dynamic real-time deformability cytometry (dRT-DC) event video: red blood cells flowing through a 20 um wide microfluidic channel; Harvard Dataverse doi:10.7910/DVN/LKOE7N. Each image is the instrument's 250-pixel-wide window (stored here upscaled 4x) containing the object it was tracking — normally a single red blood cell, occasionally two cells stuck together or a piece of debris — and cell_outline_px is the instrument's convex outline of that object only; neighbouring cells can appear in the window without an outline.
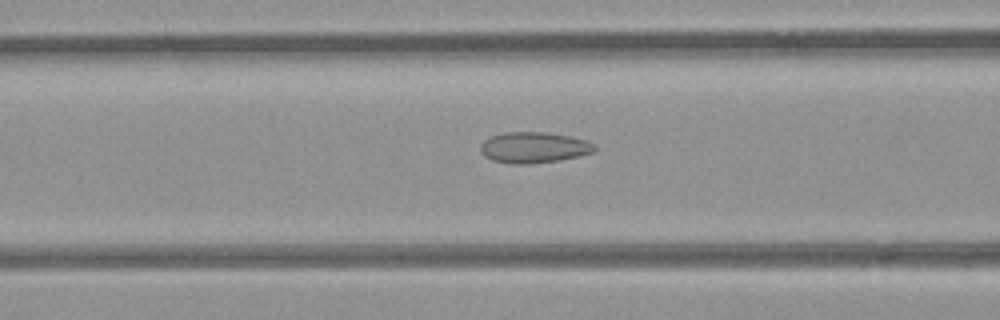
{"species": "common noctule bat (a hibernating species)", "species_latin": "Nyctalus noctula", "temperature_condition": "room temperature", "stored_images_in_passage": 37, "camera_frame_rate_fps": 3000, "um_per_image_px": 0.085, "animal": {"sex": "female", "body_mass_g": 21.9}, "frame": {"image": 1, "passage_image": 6, "time_ms": 1.667, "image_size_px": [1000, 320], "cell_outline_px": [[596, 148], [592, 152], [560, 160], [524, 164], [512, 164], [492, 160], [484, 156], [480, 148], [480, 144], [484, 140], [492, 136], [504, 132], [548, 132], [572, 136], [596, 144]], "centroid_in_image_um": [45.36, 12.52], "position_along_channel_um": 121.2, "area_um2": 20.52}}
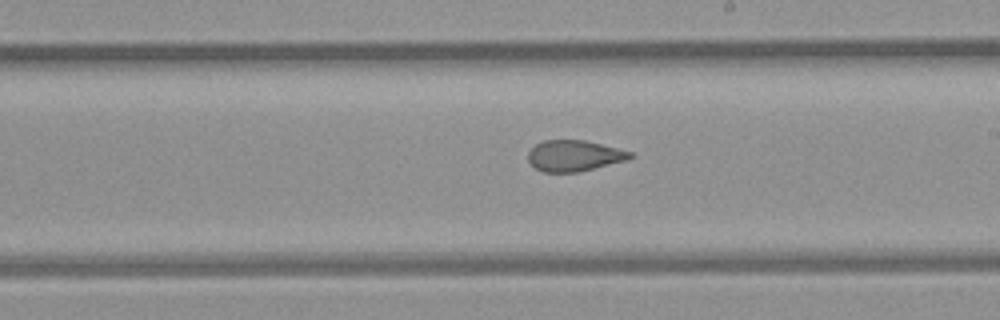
{"frame": {"image": 2, "passage_image": 15, "time_ms": 4.667, "image_size_px": [1000, 320], "cell_outline_px": [[632, 156], [628, 160], [576, 172], [544, 172], [536, 168], [528, 160], [528, 152], [536, 144], [544, 140], [584, 140], [632, 152]], "centroid_in_image_um": [48.79, 13.23], "position_along_channel_um": 240.2, "area_um2": 18.15}}
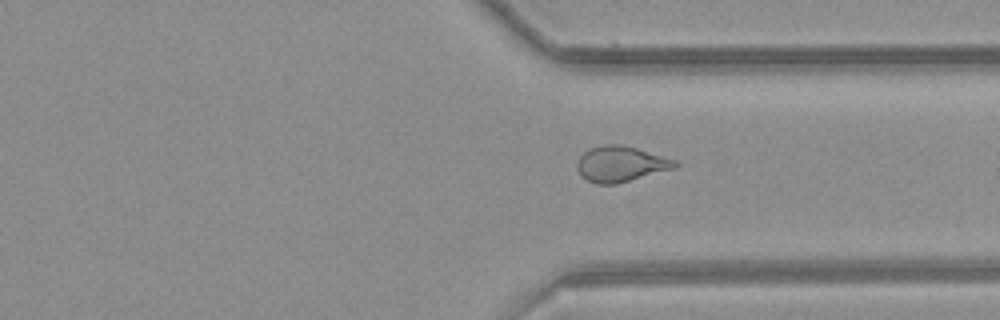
{"frame": {"image": 3, "passage_image": 24, "time_ms": 7.667, "image_size_px": [1000, 320], "cell_outline_px": [[680, 164], [672, 168], [616, 184], [596, 184], [580, 176], [576, 168], [576, 164], [580, 156], [584, 152], [592, 148], [604, 144], [620, 144], [636, 148], [676, 160]], "centroid_in_image_um": [52.71, 13.94], "position_along_channel_um": 358.7, "area_um2": 20.06}, "authors_computed_cell_mechanics": {"area_um2": 20.0566, "velocity_mm_per_s": 3.9586, "shape_relaxation_time_tau1_ms": null, "shape_relaxation_time_tau2_ms": 1.676, "deformation_change_tau1": null, "deformation_change_tau2": 0.0822}}